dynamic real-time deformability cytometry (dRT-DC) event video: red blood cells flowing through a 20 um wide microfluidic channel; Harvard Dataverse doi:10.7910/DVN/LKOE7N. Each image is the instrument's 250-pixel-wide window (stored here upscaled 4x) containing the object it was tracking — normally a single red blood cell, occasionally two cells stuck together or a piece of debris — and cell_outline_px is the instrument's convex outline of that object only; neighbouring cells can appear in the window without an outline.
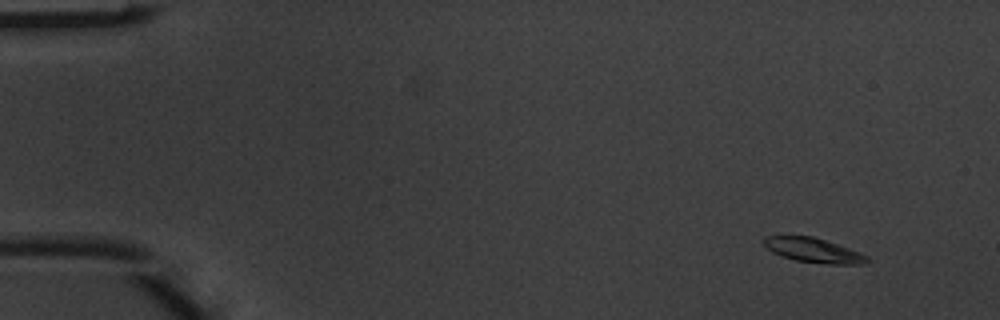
{"species": "common noctule bat (a hibernating species)", "species_latin": "Nyctalus noctula", "temperature_condition": "warm", "stored_images_in_passage": 4, "camera_frame_rate_fps": 3000, "um_per_image_px": 0.085, "animal": {"sex": "male", "body_mass_g": 20.1, "forearm_length_mm": 53.5}, "frame": {"image": 1, "passage_image": 1, "time_ms": 0.0, "image_size_px": [1000, 320], "cell_outline_px": [[872, 260], [868, 264], [832, 264], [796, 260], [772, 252], [764, 244], [764, 236], [812, 236], [860, 252], [868, 256]], "centroid_in_image_um": [69.21, 21.28], "position_along_channel_um": 15.8, "area_um2": 14.51}}